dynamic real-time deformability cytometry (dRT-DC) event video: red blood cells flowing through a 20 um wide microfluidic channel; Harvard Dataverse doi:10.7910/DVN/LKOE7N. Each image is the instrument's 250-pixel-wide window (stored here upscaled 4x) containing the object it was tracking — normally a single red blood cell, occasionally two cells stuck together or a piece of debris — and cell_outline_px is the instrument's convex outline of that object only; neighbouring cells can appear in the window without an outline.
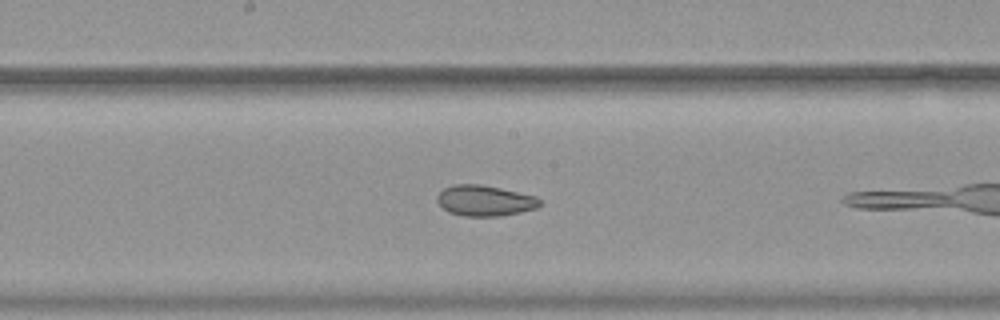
{"species": "common noctule bat (a hibernating species)", "species_latin": "Nyctalus noctula", "temperature_condition": "warm", "stored_images_in_passage": 18, "camera_frame_rate_fps": 3000, "um_per_image_px": 0.085, "animal": {"sex": "female", "body_mass_g": 19.9}, "frame": {"image": 1, "passage_image": 13, "time_ms": 4.0, "image_size_px": [1000, 320], "cell_outline_px": [[544, 204], [536, 208], [520, 212], [500, 216], [464, 216], [448, 212], [436, 200], [436, 196], [444, 188], [456, 184], [480, 184], [500, 188], [536, 196]], "centroid_in_image_um": [41.22, 17.05], "position_along_channel_um": 207.0, "area_um2": 18.38}}
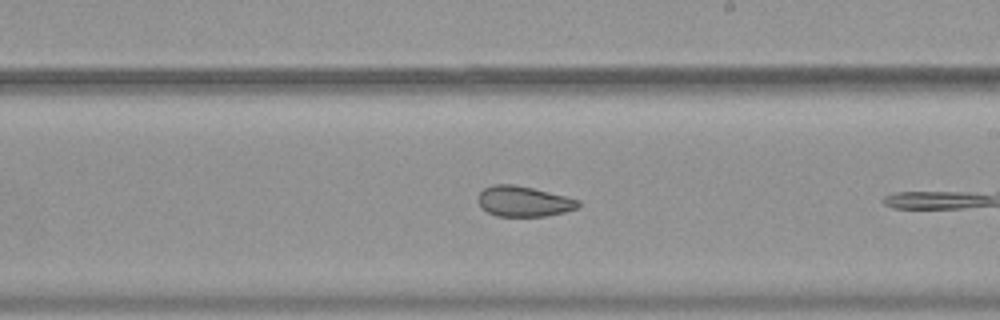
{"frame": {"image": 2, "passage_image": 16, "time_ms": 5.0, "image_size_px": [1000, 320], "cell_outline_px": [[580, 208], [564, 212], [544, 216], [496, 216], [480, 208], [476, 200], [476, 196], [484, 188], [492, 184], [512, 184], [532, 188], [580, 200]], "centroid_in_image_um": [44.46, 17.12], "position_along_channel_um": 244.5, "area_um2": 17.92}}